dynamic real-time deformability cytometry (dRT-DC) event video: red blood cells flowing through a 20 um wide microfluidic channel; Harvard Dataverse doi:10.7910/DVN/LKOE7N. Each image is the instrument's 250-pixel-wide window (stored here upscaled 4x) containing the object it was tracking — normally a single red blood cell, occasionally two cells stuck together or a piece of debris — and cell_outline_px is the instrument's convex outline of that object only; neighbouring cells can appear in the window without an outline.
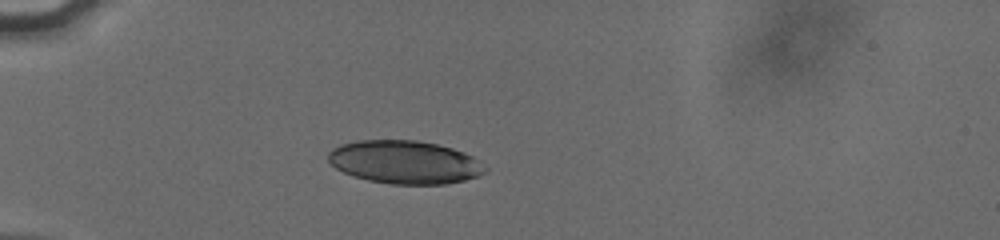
{"species": "human", "species_latin": "Homo sapiens", "temperature_condition": "cold", "stored_images_in_passage": 33, "camera_frame_rate_fps": 3000, "um_per_image_px": 0.085, "donor": {"sex": "male"}, "frame": {"image": 1, "passage_image": 1, "time_ms": 0.0, "image_size_px": [1000, 240], "cell_outline_px": [[488, 168], [484, 172], [476, 176], [464, 180], [444, 184], [388, 184], [368, 180], [352, 176], [336, 168], [328, 160], [328, 152], [332, 148], [340, 144], [360, 140], [416, 140], [436, 144], [452, 148], [464, 152], [472, 156]], "centroid_in_image_um": [34.37, 13.78], "position_along_channel_um": 50.6, "area_um2": 39.42}}
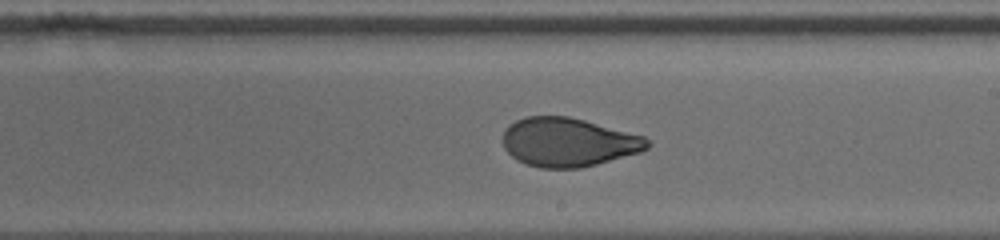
{"frame": {"image": 2, "passage_image": 18, "time_ms": 5.667, "image_size_px": [1000, 240], "cell_outline_px": [[652, 144], [648, 148], [640, 152], [596, 164], [580, 168], [540, 168], [524, 164], [516, 160], [504, 148], [504, 132], [508, 124], [516, 120], [528, 116], [568, 116], [584, 120], [644, 136]], "centroid_in_image_um": [48.29, 12.09], "position_along_channel_um": 240.7, "area_um2": 41.04}}
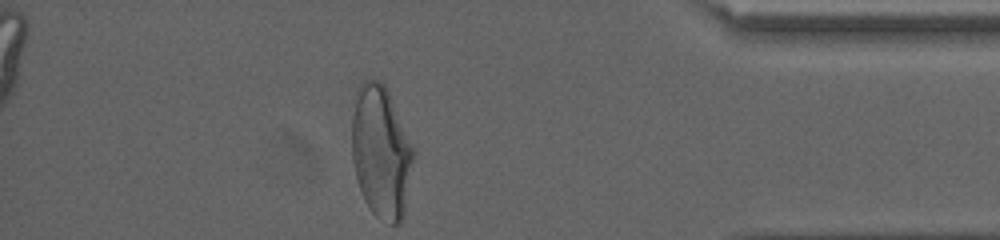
{"frame": {"image": 3, "passage_image": 33, "time_ms": 10.667, "image_size_px": [1000, 240], "cell_outline_px": [[416, 152], [404, 216], [400, 224], [392, 224], [376, 216], [368, 208], [364, 200], [356, 176], [352, 160], [352, 116], [356, 92], [360, 84], [364, 80], [376, 80], [384, 84], [388, 92]], "centroid_in_image_um": [32.41, 12.95], "position_along_channel_um": 402.8, "area_um2": 47.74}, "authors_computed_cell_mechanics": {"area_um2": 41.7894, "velocity_mm_per_s": 3.8325, "shape_relaxation_time_tau1_ms": 5.468, "shape_relaxation_time_tau2_ms": 0.963, "deformation_change_tau1": 0.1946, "deformation_change_tau2": 0.0628}}